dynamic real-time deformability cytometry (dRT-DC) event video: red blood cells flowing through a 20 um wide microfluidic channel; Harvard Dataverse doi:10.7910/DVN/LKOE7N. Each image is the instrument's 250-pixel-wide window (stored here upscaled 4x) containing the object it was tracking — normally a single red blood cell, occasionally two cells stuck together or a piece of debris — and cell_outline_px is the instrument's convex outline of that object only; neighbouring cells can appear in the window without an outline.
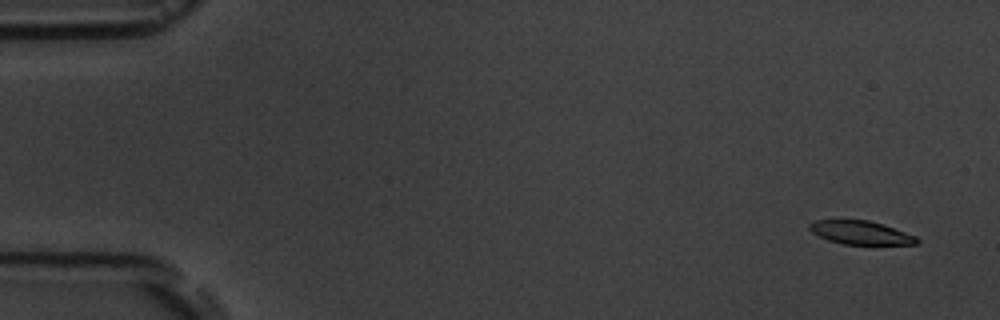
{"species": "common noctule bat (a hibernating species)", "species_latin": "Nyctalus noctula", "temperature_condition": "room temperature", "stored_images_in_passage": 5, "camera_frame_rate_fps": 3000, "um_per_image_px": 0.085, "animal": {"sex": "male", "body_mass_g": 19.5, "forearm_length_mm": 54.6}, "frame": {"image": 1, "passage_image": 1, "time_ms": 0.0, "image_size_px": [1000, 320], "cell_outline_px": [[920, 240], [916, 244], [844, 244], [828, 240], [812, 232], [808, 228], [808, 224], [812, 220], [868, 220], [884, 224], [916, 236]], "centroid_in_image_um": [73.14, 19.76], "position_along_channel_um": 11.9, "area_um2": 14.68}}
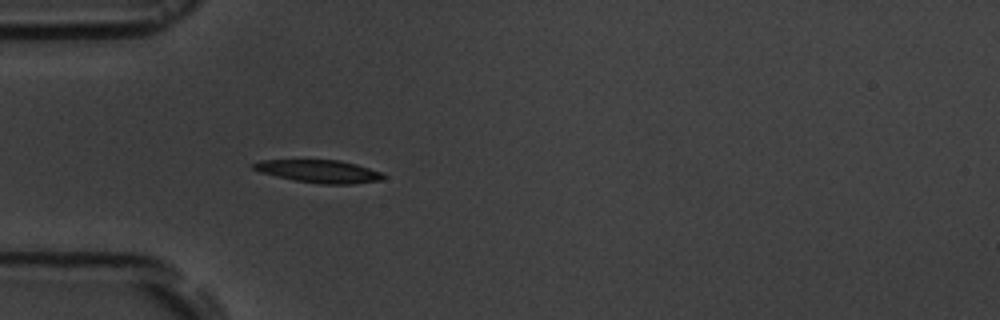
{"frame": {"image": 2, "passage_image": 5, "time_ms": 4.667, "image_size_px": [1000, 320], "cell_outline_px": [[384, 180], [352, 184], [320, 184], [292, 180], [260, 172], [252, 168], [252, 164], [260, 160], [340, 160], [356, 164], [380, 172], [384, 176]], "centroid_in_image_um": [27.11, 14.57], "position_along_channel_um": 57.9, "area_um2": 17.22}}